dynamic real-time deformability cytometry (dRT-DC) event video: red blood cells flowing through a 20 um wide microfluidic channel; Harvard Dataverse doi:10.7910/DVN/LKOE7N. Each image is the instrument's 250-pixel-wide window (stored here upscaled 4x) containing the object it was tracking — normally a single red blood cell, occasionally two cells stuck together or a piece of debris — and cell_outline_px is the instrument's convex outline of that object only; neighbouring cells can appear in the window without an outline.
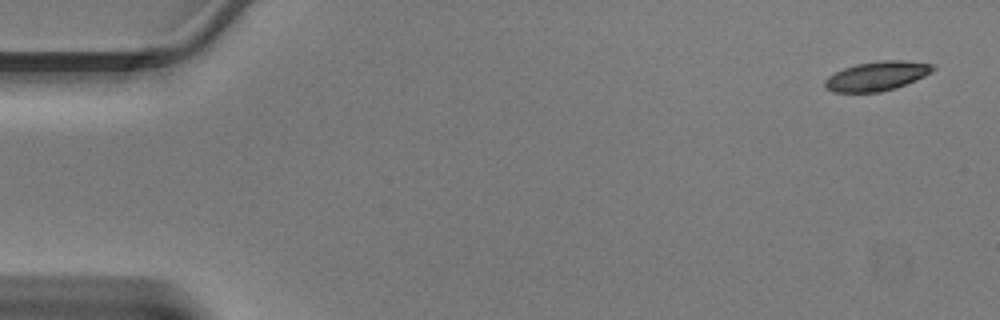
{"species": "Egyptian fruit bat (a non-hibernating species)", "species_latin": "Rousettus aegyptiacus", "temperature_condition": "warm", "stored_images_in_passage": 45, "camera_frame_rate_fps": 3000, "um_per_image_px": 0.085, "animal": {"sex": "male"}, "frame": {"image": 1, "passage_image": 1, "time_ms": 0.0, "image_size_px": [1000, 320], "cell_outline_px": [[936, 68], [932, 72], [916, 80], [896, 88], [880, 92], [832, 92], [824, 88], [824, 80], [828, 76], [844, 68], [856, 64], [880, 60], [904, 60], [932, 64]], "centroid_in_image_um": [74.52, 6.46], "position_along_channel_um": 10.5, "area_um2": 18.55}}
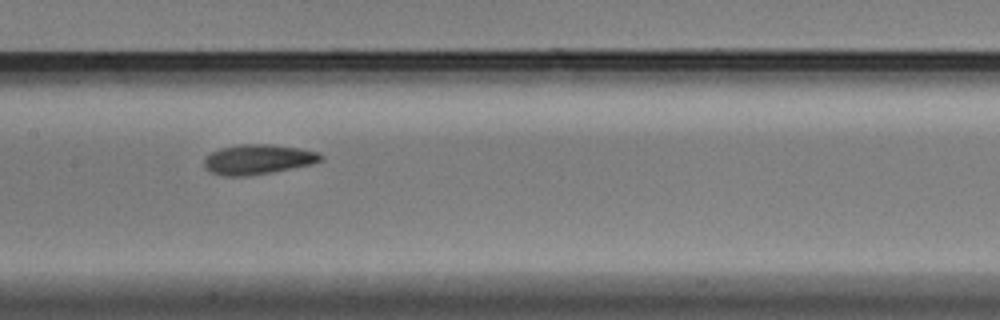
{"frame": {"image": 2, "passage_image": 22, "time_ms": 7.0, "image_size_px": [1000, 320], "cell_outline_px": [[324, 160], [312, 164], [272, 172], [248, 176], [220, 176], [204, 168], [204, 160], [212, 152], [220, 148], [240, 144], [272, 144], [300, 148], [320, 152], [324, 156]], "centroid_in_image_um": [21.96, 13.54], "position_along_channel_um": 185.4, "area_um2": 20.52}}
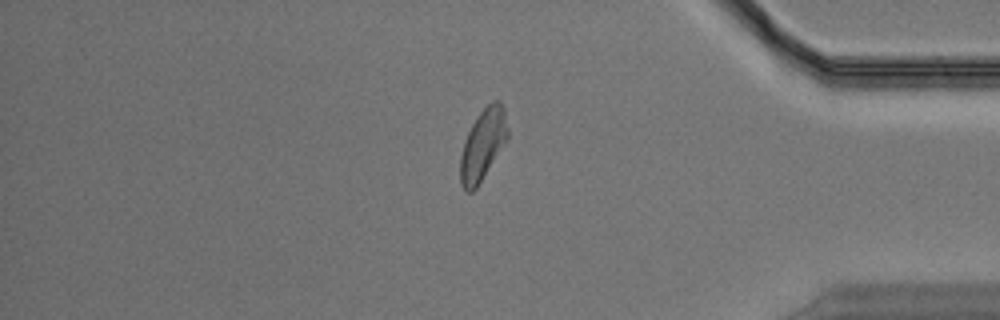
{"frame": {"image": 3, "passage_image": 38, "time_ms": 12.333, "image_size_px": [1000, 320], "cell_outline_px": [[508, 140], [476, 188], [472, 192], [464, 192], [460, 184], [460, 156], [464, 140], [472, 124], [480, 112], [492, 100], [500, 100], [504, 108], [508, 128]], "centroid_in_image_um": [41.04, 12.31], "position_along_channel_um": 394.2, "area_um2": 19.83}}